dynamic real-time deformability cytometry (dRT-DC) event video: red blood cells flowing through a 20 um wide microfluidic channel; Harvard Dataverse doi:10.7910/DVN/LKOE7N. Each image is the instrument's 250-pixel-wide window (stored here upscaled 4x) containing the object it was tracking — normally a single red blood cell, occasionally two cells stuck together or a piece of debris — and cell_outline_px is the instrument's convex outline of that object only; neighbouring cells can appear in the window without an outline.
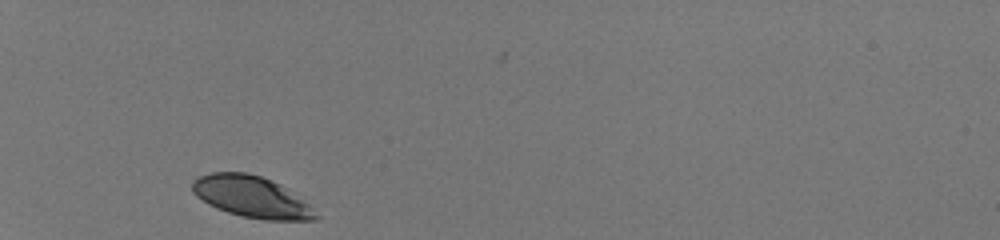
{"species": "human", "species_latin": "Homo sapiens", "temperature_condition": "room temperature", "stored_images_in_passage": 29, "camera_frame_rate_fps": 3000, "um_per_image_px": 0.085, "donor": {"sex": "male"}, "frame": {"image": 1, "passage_image": 1, "time_ms": 0.0, "image_size_px": [1000, 240], "cell_outline_px": [[320, 216], [316, 220], [264, 220], [240, 216], [216, 208], [208, 204], [196, 196], [192, 192], [192, 180], [200, 176], [212, 172], [248, 172], [272, 180], [288, 188], [308, 204]], "centroid_in_image_um": [21.38, 16.73], "position_along_channel_um": 63.6, "area_um2": 29.94}}
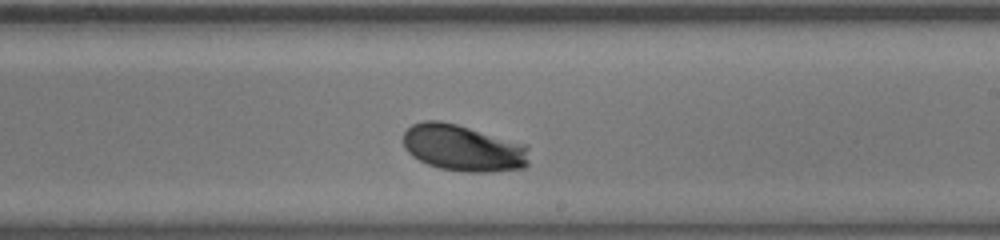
{"frame": {"image": 2, "passage_image": 17, "time_ms": 5.333, "image_size_px": [1000, 240], "cell_outline_px": [[528, 164], [524, 168], [492, 172], [464, 172], [440, 168], [428, 164], [412, 156], [404, 148], [404, 132], [412, 124], [424, 120], [440, 120], [456, 124], [528, 144]], "centroid_in_image_um": [39.39, 12.58], "position_along_channel_um": 249.6, "area_um2": 34.39}}
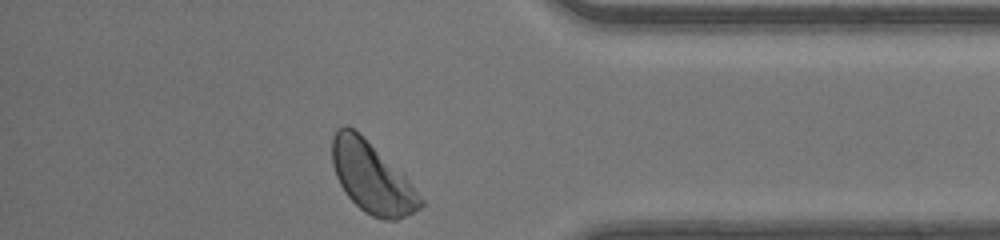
{"frame": {"image": 3, "passage_image": 29, "time_ms": 9.333, "image_size_px": [1000, 240], "cell_outline_px": [[424, 204], [420, 208], [396, 220], [384, 220], [372, 216], [364, 212], [344, 192], [336, 176], [332, 164], [332, 136], [336, 128], [344, 124], [348, 124], [404, 176], [408, 180], [424, 200]], "centroid_in_image_um": [31.56, 15.1], "position_along_channel_um": 403.6, "area_um2": 35.66}, "authors_computed_cell_mechanics": {"area_um2": 33.0038, "velocity_mm_per_s": 4.0756, "shape_relaxation_time_tau1_ms": 1.6653, "shape_relaxation_time_tau2_ms": null, "deformation_change_tau1": 0.0949, "deformation_change_tau2": null}}